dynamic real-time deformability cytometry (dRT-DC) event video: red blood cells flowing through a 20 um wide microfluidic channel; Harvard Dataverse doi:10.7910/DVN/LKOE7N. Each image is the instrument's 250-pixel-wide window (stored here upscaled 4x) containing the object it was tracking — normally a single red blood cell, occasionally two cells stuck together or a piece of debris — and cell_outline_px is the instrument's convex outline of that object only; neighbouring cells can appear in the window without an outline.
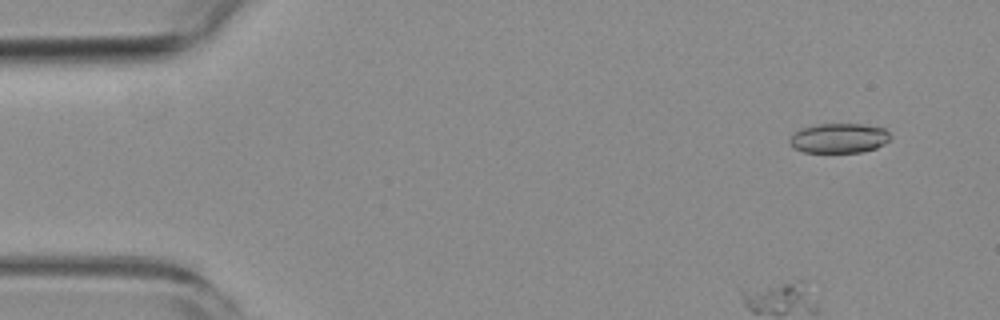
{"species": "common noctule bat (a hibernating species)", "species_latin": "Nyctalus noctula", "temperature_condition": "room temperature", "stored_images_in_passage": 51, "camera_frame_rate_fps": 3000, "um_per_image_px": 0.085, "animal": {"sex": "female", "body_mass_g": 19.3, "forearm_length_mm": 54.1}, "frame": {"image": 1, "passage_image": 2, "time_ms": 0.333, "image_size_px": [1000, 320], "cell_outline_px": [[892, 136], [884, 144], [876, 148], [860, 152], [804, 152], [792, 148], [788, 140], [800, 128], [820, 124], [864, 124], [884, 128]], "centroid_in_image_um": [71.31, 11.74], "position_along_channel_um": 13.7, "area_um2": 17.46}}